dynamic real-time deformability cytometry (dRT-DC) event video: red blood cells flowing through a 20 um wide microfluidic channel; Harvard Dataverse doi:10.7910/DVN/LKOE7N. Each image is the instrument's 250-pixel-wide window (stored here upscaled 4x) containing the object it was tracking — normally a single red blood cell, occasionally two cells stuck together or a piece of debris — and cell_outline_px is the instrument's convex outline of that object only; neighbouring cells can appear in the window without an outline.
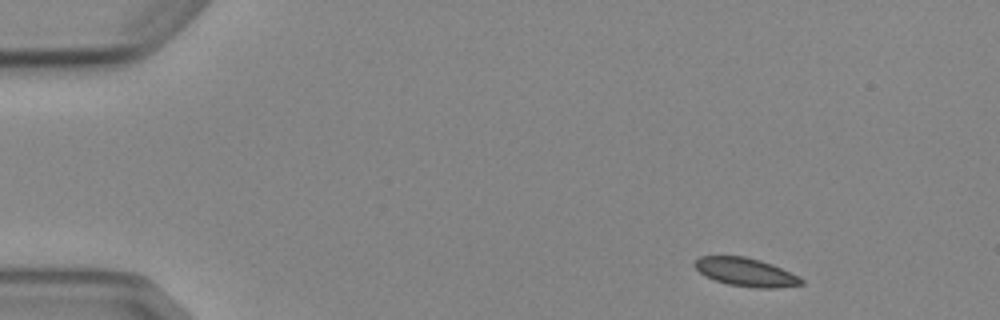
{"species": "Egyptian fruit bat (a non-hibernating species)", "species_latin": "Rousettus aegyptiacus", "temperature_condition": "cold", "stored_images_in_passage": 7, "camera_frame_rate_fps": 3000, "um_per_image_px": 0.085, "animal": {"sex": "female"}, "frame": {"image": 1, "passage_image": 1, "time_ms": 0.0, "image_size_px": [1000, 320], "cell_outline_px": [[804, 284], [776, 288], [756, 288], [728, 284], [704, 276], [692, 264], [700, 256], [744, 256], [760, 260], [772, 264], [804, 280]], "centroid_in_image_um": [63.36, 23.13], "position_along_channel_um": 21.6, "area_um2": 17.46}}
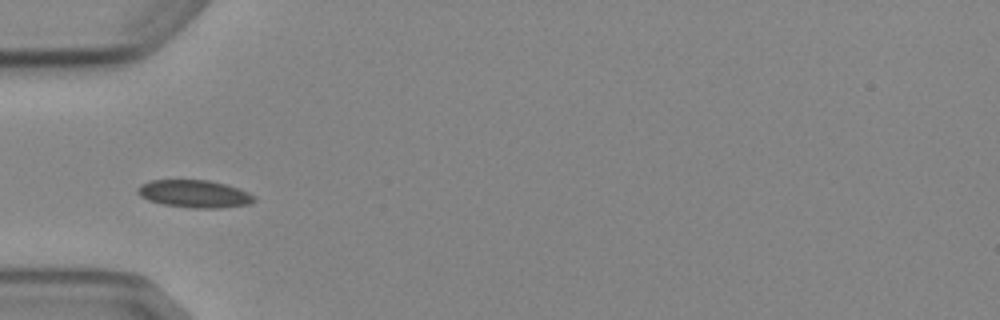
{"frame": {"image": 2, "passage_image": 4, "time_ms": 3.667, "image_size_px": [1000, 320], "cell_outline_px": [[256, 200], [248, 204], [220, 208], [196, 208], [164, 204], [148, 200], [140, 196], [136, 192], [136, 188], [140, 184], [148, 180], [208, 180], [224, 184], [248, 192], [256, 196]], "centroid_in_image_um": [16.49, 16.47], "position_along_channel_um": 68.5, "area_um2": 18.67}}
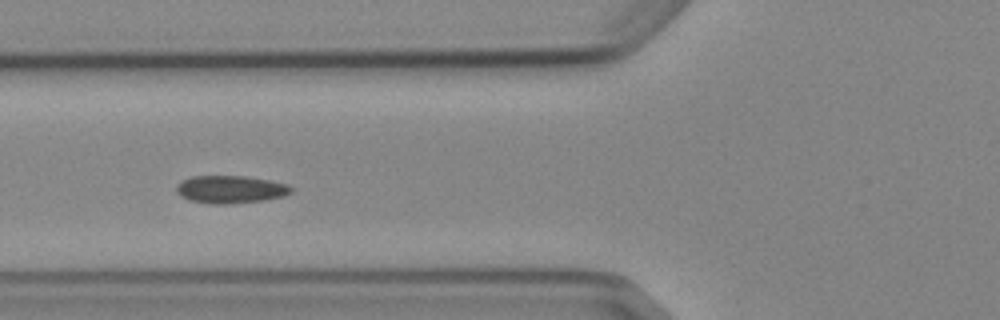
{"frame": {"image": 3, "passage_image": 5, "time_ms": 4.667, "image_size_px": [1000, 320], "cell_outline_px": [[292, 192], [284, 196], [264, 200], [224, 204], [212, 204], [188, 200], [180, 196], [176, 192], [176, 188], [184, 180], [192, 176], [248, 176], [288, 184], [292, 188]], "centroid_in_image_um": [19.6, 16.1], "position_along_channel_um": 106.2, "area_um2": 18.44}}